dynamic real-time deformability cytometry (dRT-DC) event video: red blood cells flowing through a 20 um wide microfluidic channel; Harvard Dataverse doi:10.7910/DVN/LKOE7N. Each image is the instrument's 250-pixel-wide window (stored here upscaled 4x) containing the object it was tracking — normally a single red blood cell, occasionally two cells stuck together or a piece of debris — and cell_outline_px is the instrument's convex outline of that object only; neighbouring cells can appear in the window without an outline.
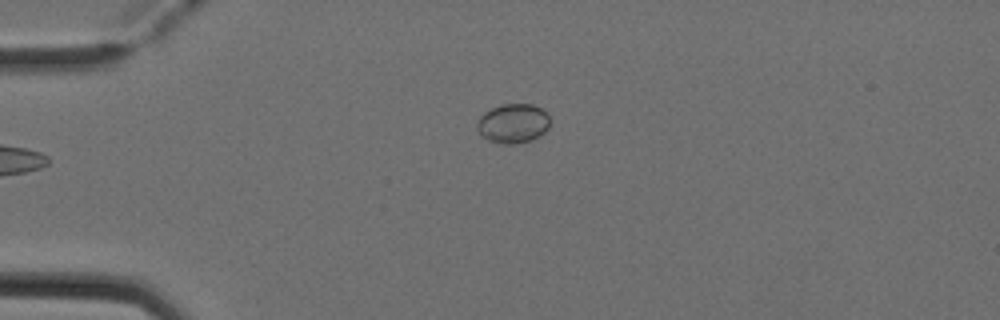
{"species": "Egyptian fruit bat (a non-hibernating species)", "species_latin": "Rousettus aegyptiacus", "temperature_condition": "cold", "stored_images_in_passage": 6, "camera_frame_rate_fps": 3000, "um_per_image_px": 0.085, "animal": {"sex": "female"}, "frame": {"image": 1, "passage_image": 6, "time_ms": 1.667, "image_size_px": [1000, 320], "cell_outline_px": [[548, 128], [544, 132], [532, 140], [516, 144], [500, 144], [488, 140], [480, 136], [476, 128], [476, 124], [480, 116], [484, 112], [492, 108], [504, 104], [532, 104], [540, 108], [548, 116]], "centroid_in_image_um": [43.56, 10.51], "position_along_channel_um": 41.4, "area_um2": 16.76}}